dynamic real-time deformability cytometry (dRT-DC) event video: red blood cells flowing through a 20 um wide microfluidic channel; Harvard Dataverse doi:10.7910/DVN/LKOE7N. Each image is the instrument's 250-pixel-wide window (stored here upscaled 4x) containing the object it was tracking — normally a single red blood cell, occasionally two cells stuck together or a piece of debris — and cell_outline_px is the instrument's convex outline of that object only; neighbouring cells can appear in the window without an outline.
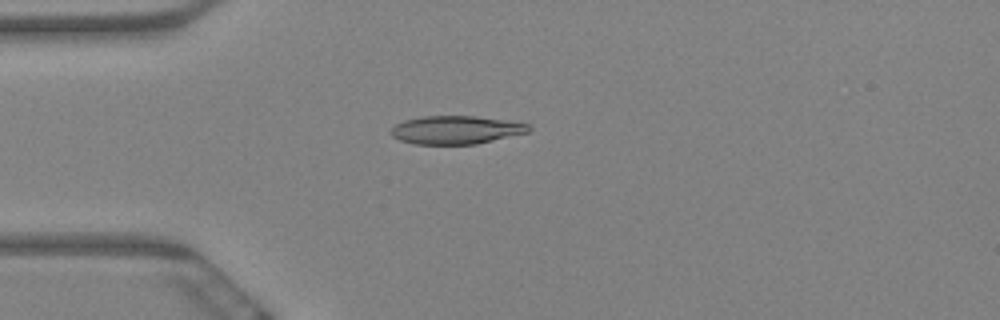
{"species": "Egyptian fruit bat (a non-hibernating species)", "species_latin": "Rousettus aegyptiacus", "temperature_condition": "warm", "stored_images_in_passage": 5, "camera_frame_rate_fps": 3000, "um_per_image_px": 0.085, "animal": {"sex": "female"}, "frame": {"image": 1, "passage_image": 2, "time_ms": 0.333, "image_size_px": [1000, 320], "cell_outline_px": [[532, 128], [528, 132], [476, 144], [416, 144], [400, 140], [392, 136], [392, 128], [396, 124], [404, 120], [424, 116], [476, 116], [528, 124]], "centroid_in_image_um": [38.75, 11.04], "position_along_channel_um": 46.3, "area_um2": 22.37}}
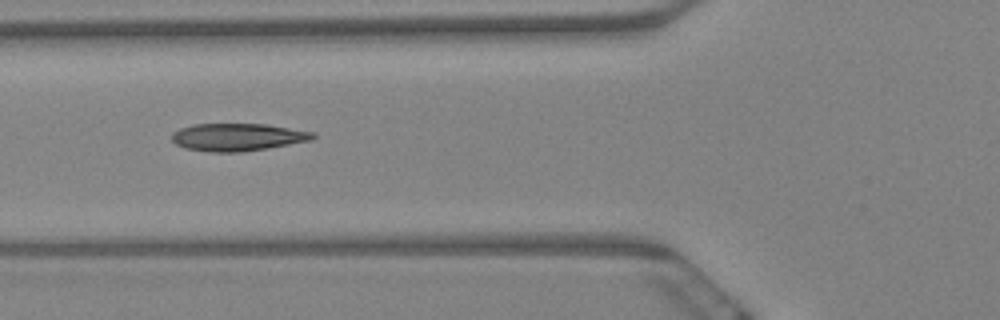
{"frame": {"image": 2, "passage_image": 4, "time_ms": 1.0, "image_size_px": [1000, 320], "cell_outline_px": [[316, 136], [312, 140], [268, 148], [244, 152], [208, 152], [184, 148], [176, 144], [172, 140], [172, 132], [180, 128], [192, 124], [268, 124], [316, 132]], "centroid_in_image_um": [20.21, 11.65], "position_along_channel_um": 105.6, "area_um2": 22.95}}
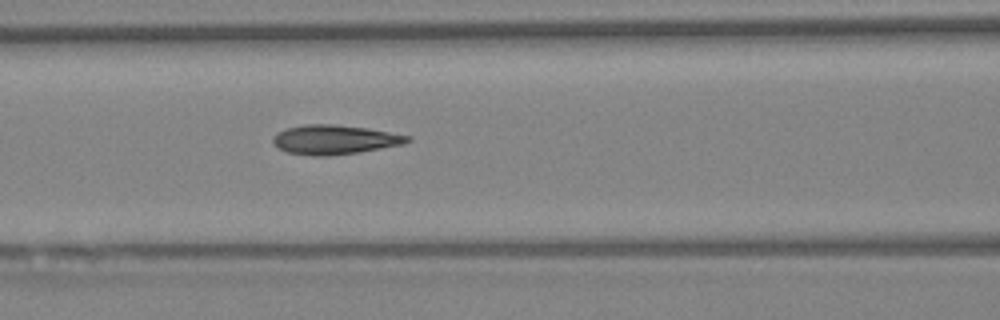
{"frame": {"image": 3, "passage_image": 5, "time_ms": 1.333, "image_size_px": [1000, 320], "cell_outline_px": [[412, 140], [404, 144], [356, 152], [328, 156], [312, 156], [284, 152], [272, 140], [272, 136], [276, 132], [284, 128], [304, 124], [332, 124], [368, 128], [412, 136]], "centroid_in_image_um": [28.41, 11.86], "position_along_channel_um": 138.2, "area_um2": 23.12}}